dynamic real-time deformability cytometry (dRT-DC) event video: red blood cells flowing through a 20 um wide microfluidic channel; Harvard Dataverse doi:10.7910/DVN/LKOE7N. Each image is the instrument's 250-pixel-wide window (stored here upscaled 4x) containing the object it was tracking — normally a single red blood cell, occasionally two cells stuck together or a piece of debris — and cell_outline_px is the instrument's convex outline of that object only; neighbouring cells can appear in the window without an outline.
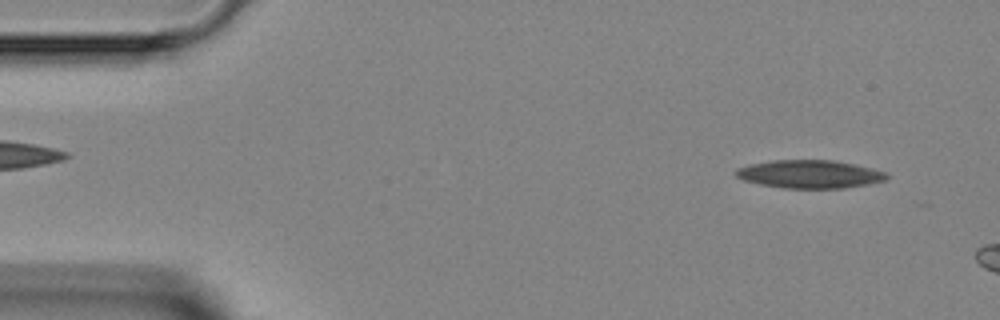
{"species": "Egyptian fruit bat (a non-hibernating species)", "species_latin": "Rousettus aegyptiacus", "temperature_condition": "room temperature", "stored_images_in_passage": 9, "camera_frame_rate_fps": 3000, "um_per_image_px": 0.085, "animal": {"sex": "female"}, "frame": {"image": 1, "passage_image": 2, "time_ms": 0.333, "image_size_px": [1000, 320], "cell_outline_px": [[888, 180], [868, 184], [844, 188], [784, 188], [760, 184], [744, 180], [736, 176], [732, 172], [736, 168], [748, 164], [772, 160], [832, 160], [872, 168], [888, 172]], "centroid_in_image_um": [68.81, 14.8], "position_along_channel_um": 16.2, "area_um2": 24.85}}